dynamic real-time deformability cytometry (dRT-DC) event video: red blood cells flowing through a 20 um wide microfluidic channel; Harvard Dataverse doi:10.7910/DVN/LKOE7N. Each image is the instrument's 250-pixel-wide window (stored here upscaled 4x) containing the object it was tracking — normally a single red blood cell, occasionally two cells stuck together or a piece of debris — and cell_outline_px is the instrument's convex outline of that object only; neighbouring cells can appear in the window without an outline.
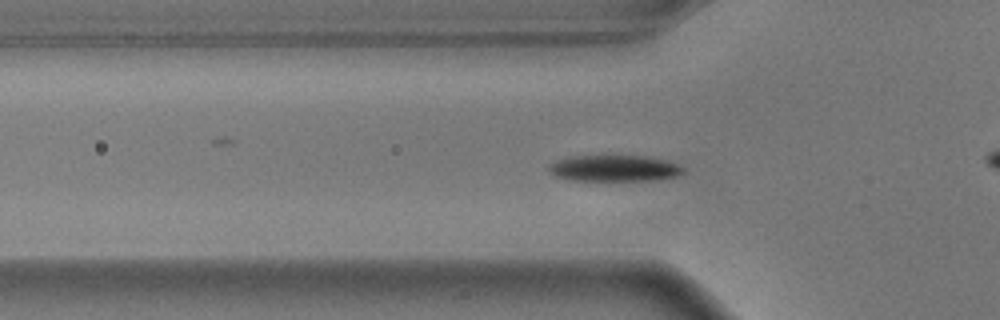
{"species": "common noctule bat (a hibernating species)", "species_latin": "Nyctalus noctula", "temperature_condition": "warm", "stored_images_in_passage": 57, "camera_frame_rate_fps": 3000, "um_per_image_px": 0.085, "animal": {"sex": "male", "body_mass_g": 17.9}, "frame": {"image": 1, "passage_image": 18, "time_ms": 5.667, "image_size_px": [1000, 320], "cell_outline_px": [[684, 172], [676, 176], [660, 180], [572, 180], [556, 176], [548, 172], [548, 164], [556, 160], [568, 156], [644, 156], [668, 160], [684, 168]], "centroid_in_image_um": [52.2, 14.3], "position_along_channel_um": 73.6, "area_um2": 20.63}}
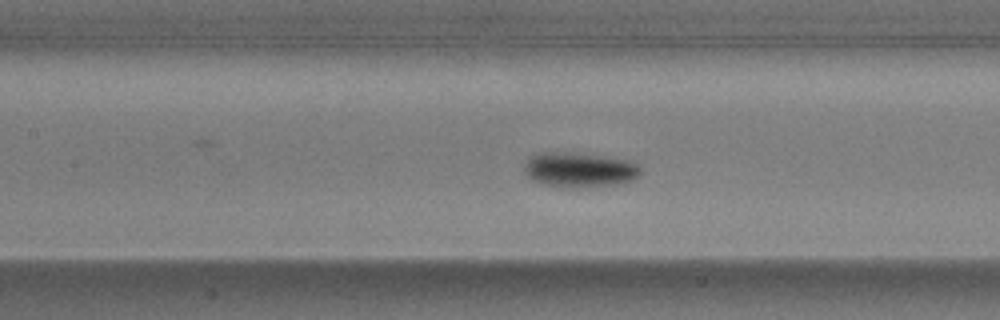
{"frame": {"image": 2, "passage_image": 25, "time_ms": 8.0, "image_size_px": [1000, 320], "cell_outline_px": [[640, 172], [632, 180], [620, 184], [572, 188], [568, 188], [544, 184], [532, 180], [524, 172], [524, 164], [528, 156], [540, 152], [572, 152], [632, 160], [640, 168]], "centroid_in_image_um": [49.21, 14.42], "position_along_channel_um": 158.2, "area_um2": 23.87}}
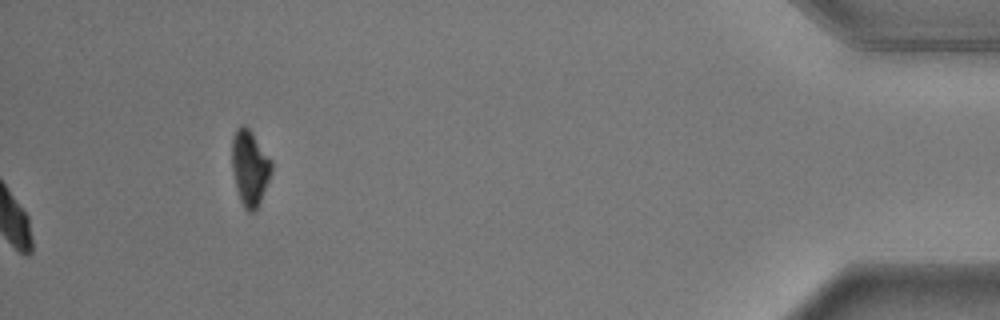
{"frame": {"image": 3, "passage_image": 57, "time_ms": 18.667, "image_size_px": [1000, 320], "cell_outline_px": [[272, 172], [260, 200], [256, 208], [252, 212], [248, 212], [244, 208], [240, 200], [236, 188], [232, 168], [232, 136], [236, 128], [240, 124], [244, 124], [248, 128], [272, 160]], "centroid_in_image_um": [21.22, 14.23], "position_along_channel_um": 414.0, "area_um2": 17.28}, "authors_computed_cell_mechanics": {"area_um2": 20.3456, "velocity_mm_per_s": 3.5854, "shape_relaxation_time_tau1_ms": 1.6217, "shape_relaxation_time_tau2_ms": null, "deformation_change_tau1": 0.1509, "deformation_change_tau2": null}}